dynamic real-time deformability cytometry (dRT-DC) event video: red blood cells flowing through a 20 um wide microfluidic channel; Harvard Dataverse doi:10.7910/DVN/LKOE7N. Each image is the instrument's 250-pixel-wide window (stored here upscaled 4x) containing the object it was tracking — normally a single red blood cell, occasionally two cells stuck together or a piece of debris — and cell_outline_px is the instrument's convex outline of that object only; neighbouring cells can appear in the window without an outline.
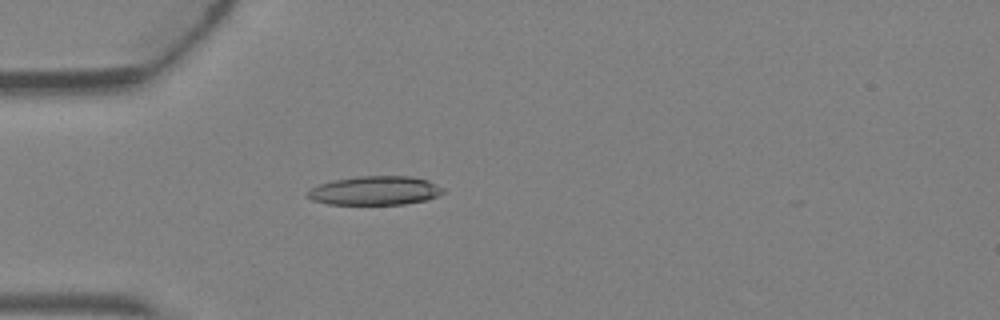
{"species": "Egyptian fruit bat (a non-hibernating species)", "species_latin": "Rousettus aegyptiacus", "temperature_condition": "warm", "stored_images_in_passage": 3, "camera_frame_rate_fps": 3000, "um_per_image_px": 0.085, "animal": {"sex": "female"}, "frame": {"image": 1, "passage_image": 3, "time_ms": 0.667, "image_size_px": [1000, 320], "cell_outline_px": [[444, 192], [428, 200], [404, 204], [328, 204], [312, 200], [304, 196], [304, 192], [308, 188], [332, 180], [360, 176], [412, 176], [428, 180], [444, 188]], "centroid_in_image_um": [31.83, 16.2], "position_along_channel_um": 53.2, "area_um2": 23.12}}